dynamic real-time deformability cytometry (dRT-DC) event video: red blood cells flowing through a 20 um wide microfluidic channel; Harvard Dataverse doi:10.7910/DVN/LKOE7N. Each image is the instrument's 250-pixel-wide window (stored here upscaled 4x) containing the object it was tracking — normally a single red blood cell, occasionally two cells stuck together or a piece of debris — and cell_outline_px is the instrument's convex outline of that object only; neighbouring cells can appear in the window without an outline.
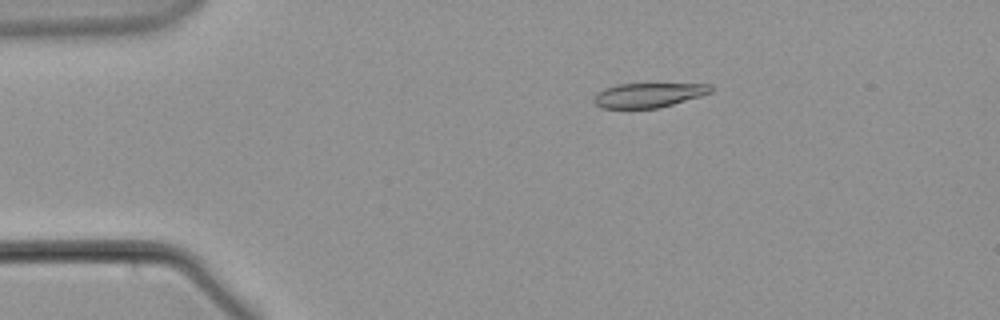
{"species": "common noctule bat (a hibernating species)", "species_latin": "Nyctalus noctula", "temperature_condition": "warm", "stored_images_in_passage": 57, "camera_frame_rate_fps": 3000, "um_per_image_px": 0.085, "animal": {"sex": "male", "body_mass_g": 21.5, "forearm_length_mm": 52.0}, "frame": {"image": 1, "passage_image": 11, "time_ms": 3.333, "image_size_px": [1000, 320], "cell_outline_px": [[712, 92], [700, 96], [660, 108], [604, 108], [596, 104], [592, 100], [596, 92], [604, 88], [616, 84], [712, 84]], "centroid_in_image_um": [55.1, 8.08], "position_along_channel_um": 29.9, "area_um2": 16.7}}
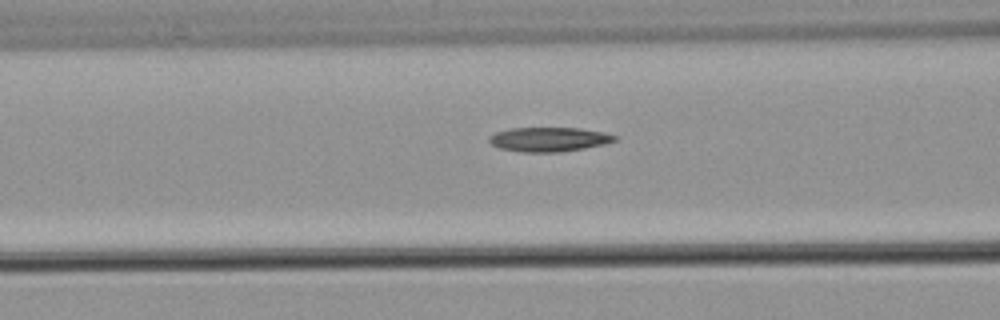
{"frame": {"image": 2, "passage_image": 23, "time_ms": 7.333, "image_size_px": [1000, 320], "cell_outline_px": [[616, 140], [604, 144], [584, 148], [560, 152], [524, 152], [500, 148], [492, 144], [488, 140], [496, 132], [508, 128], [580, 128], [604, 132], [616, 136]], "centroid_in_image_um": [46.67, 11.84], "position_along_channel_um": 119.9, "area_um2": 17.63}}
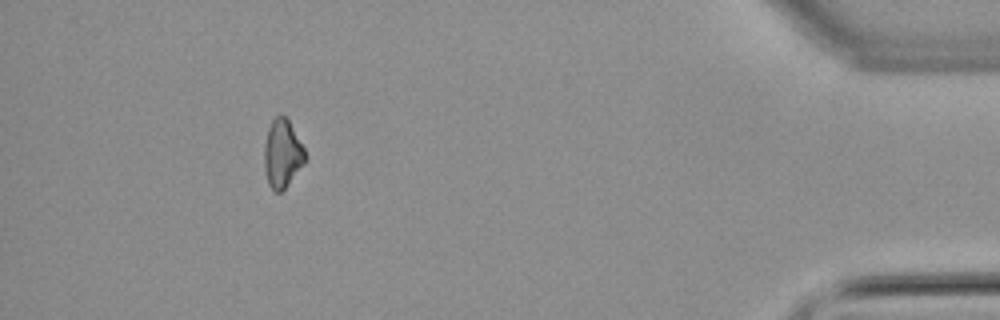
{"frame": {"image": 3, "passage_image": 52, "time_ms": 17.0, "image_size_px": [1000, 320], "cell_outline_px": [[308, 160], [284, 188], [280, 192], [276, 192], [268, 184], [264, 168], [264, 144], [268, 128], [272, 120], [276, 116], [284, 116], [288, 120], [304, 148], [308, 156]], "centroid_in_image_um": [24.01, 13.07], "position_along_channel_um": 411.2, "area_um2": 16.24}}